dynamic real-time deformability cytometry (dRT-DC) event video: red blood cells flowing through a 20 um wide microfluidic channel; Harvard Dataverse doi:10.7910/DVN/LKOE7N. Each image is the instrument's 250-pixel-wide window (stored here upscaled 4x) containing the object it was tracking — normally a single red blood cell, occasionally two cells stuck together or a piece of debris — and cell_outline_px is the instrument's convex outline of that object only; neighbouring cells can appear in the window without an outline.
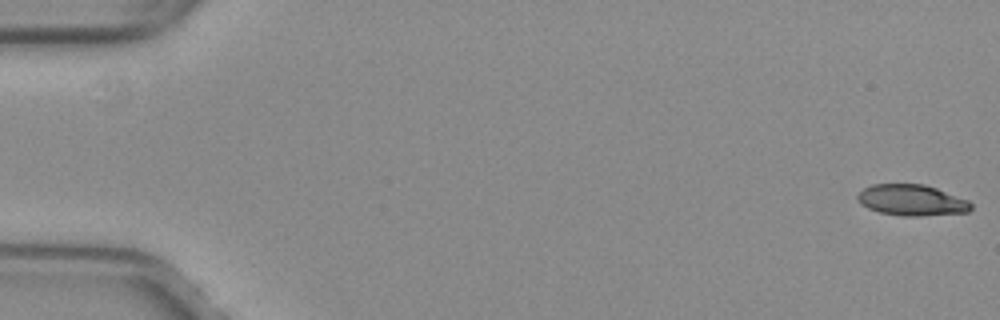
{"species": "common noctule bat (a hibernating species)", "species_latin": "Nyctalus noctula", "temperature_condition": "warm", "stored_images_in_passage": 52, "camera_frame_rate_fps": 3000, "um_per_image_px": 0.085, "animal": {"sex": "female", "body_mass_g": 29.2, "forearm_length_mm": 56.3}, "frame": {"image": 1, "passage_image": 1, "time_ms": 0.0, "image_size_px": [1000, 320], "cell_outline_px": [[972, 208], [968, 212], [920, 216], [904, 216], [880, 212], [868, 208], [860, 204], [856, 196], [864, 188], [872, 184], [924, 184], [936, 188], [968, 200], [972, 204]], "centroid_in_image_um": [77.49, 17.01], "position_along_channel_um": 7.5, "area_um2": 20.46}}
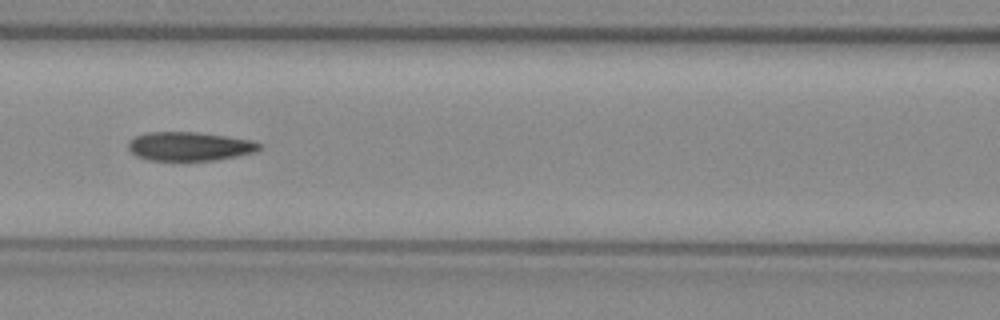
{"frame": {"image": 2, "passage_image": 24, "time_ms": 7.667, "image_size_px": [1000, 320], "cell_outline_px": [[264, 144], [256, 152], [216, 160], [148, 160], [136, 156], [128, 148], [128, 140], [136, 136], [148, 132], [196, 132], [252, 140]], "centroid_in_image_um": [16.11, 12.44], "position_along_channel_um": 150.5, "area_um2": 22.02}}
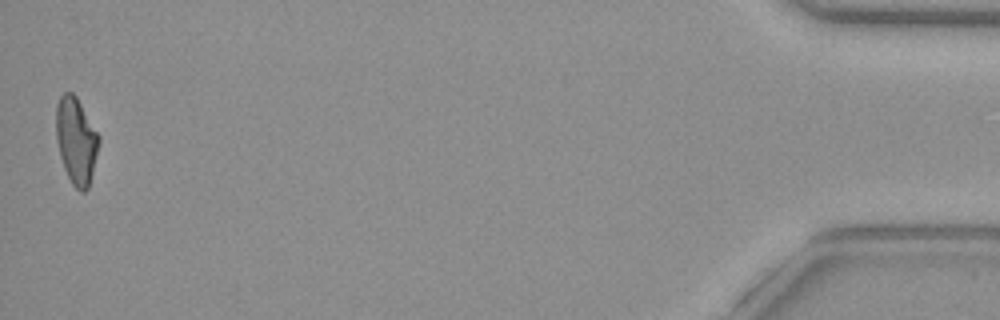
{"frame": {"image": 3, "passage_image": 52, "time_ms": 17.0, "image_size_px": [1000, 320], "cell_outline_px": [[100, 140], [88, 188], [84, 192], [80, 192], [72, 184], [64, 168], [60, 156], [56, 140], [56, 104], [60, 96], [64, 92], [72, 92], [76, 96], [100, 136]], "centroid_in_image_um": [6.46, 11.94], "position_along_channel_um": 428.7, "area_um2": 21.5}, "authors_computed_cell_mechanics": {"area_um2": 22.0218, "velocity_mm_per_s": 4.0148, "shape_relaxation_time_tau1_ms": null, "shape_relaxation_time_tau2_ms": 2.448, "deformation_change_tau1": null, "deformation_change_tau2": 0.0938}}